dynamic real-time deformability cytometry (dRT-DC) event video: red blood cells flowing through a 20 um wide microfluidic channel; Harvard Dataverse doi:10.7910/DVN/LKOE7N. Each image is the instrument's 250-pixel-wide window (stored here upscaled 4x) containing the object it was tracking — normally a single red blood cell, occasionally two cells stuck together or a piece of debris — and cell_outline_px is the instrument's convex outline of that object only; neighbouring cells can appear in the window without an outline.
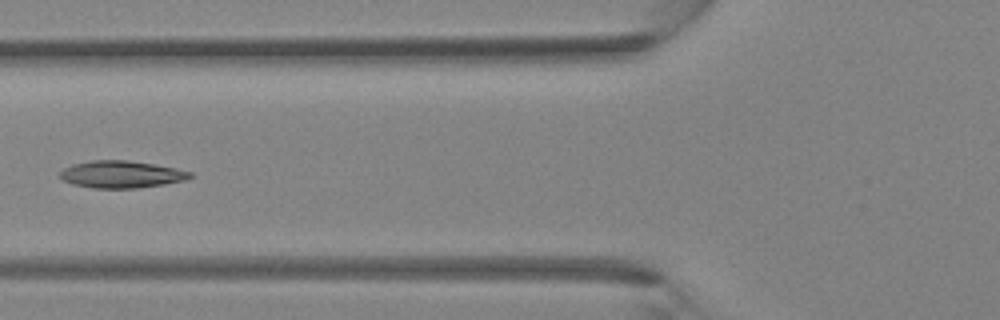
{"species": "Egyptian fruit bat (a non-hibernating species)", "species_latin": "Rousettus aegyptiacus", "temperature_condition": "room temperature", "stored_images_in_passage": 5, "camera_frame_rate_fps": 3000, "um_per_image_px": 0.085, "animal": {"sex": "female"}, "frame": {"image": 1, "passage_image": 5, "time_ms": 1.333, "image_size_px": [1000, 320], "cell_outline_px": [[192, 176], [184, 180], [164, 184], [136, 188], [92, 188], [72, 184], [64, 180], [60, 176], [60, 172], [64, 168], [72, 164], [92, 160], [124, 160], [152, 164], [176, 168], [192, 172]], "centroid_in_image_um": [10.29, 14.82], "position_along_channel_um": 115.5, "area_um2": 20.4}}